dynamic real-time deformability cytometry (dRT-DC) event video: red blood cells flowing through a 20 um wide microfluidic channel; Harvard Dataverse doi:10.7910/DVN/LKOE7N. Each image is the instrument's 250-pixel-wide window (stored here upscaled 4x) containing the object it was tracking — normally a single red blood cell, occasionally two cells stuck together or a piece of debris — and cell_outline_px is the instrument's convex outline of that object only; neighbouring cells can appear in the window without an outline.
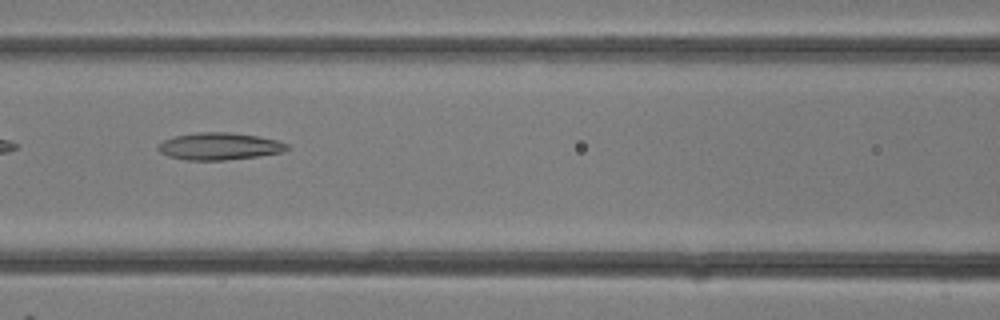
{"species": "common noctule bat (a hibernating species)", "species_latin": "Nyctalus noctula", "temperature_condition": "room temperature", "stored_images_in_passage": 32, "camera_frame_rate_fps": 3000, "um_per_image_px": 0.085, "animal": {"sex": "female"}, "frame": {"image": 1, "passage_image": 14, "time_ms": 4.333, "image_size_px": [1000, 320], "cell_outline_px": [[292, 148], [284, 152], [260, 156], [224, 160], [184, 160], [168, 156], [160, 152], [156, 148], [164, 140], [176, 136], [196, 132], [228, 132], [260, 136], [276, 140], [288, 144]], "centroid_in_image_um": [18.69, 12.44], "position_along_channel_um": 147.9, "area_um2": 20.58}}